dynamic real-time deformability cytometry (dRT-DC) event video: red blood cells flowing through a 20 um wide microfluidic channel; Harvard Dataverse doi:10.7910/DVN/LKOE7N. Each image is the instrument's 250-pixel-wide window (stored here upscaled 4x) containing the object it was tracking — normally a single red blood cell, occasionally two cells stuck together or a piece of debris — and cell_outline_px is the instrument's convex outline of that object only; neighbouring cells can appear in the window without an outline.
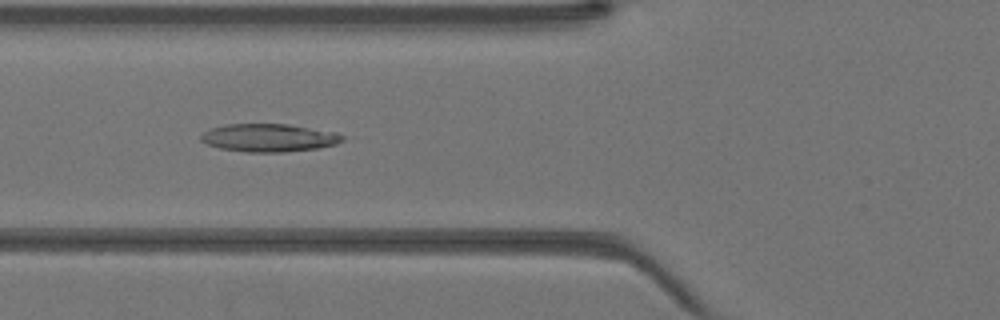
{"species": "Egyptian fruit bat (a non-hibernating species)", "species_latin": "Rousettus aegyptiacus", "temperature_condition": "warm", "stored_images_in_passage": 44, "camera_frame_rate_fps": 3000, "um_per_image_px": 0.085, "animal": {"sex": "female"}, "frame": {"image": 1, "passage_image": 17, "time_ms": 5.333, "image_size_px": [1000, 320], "cell_outline_px": [[344, 140], [336, 144], [316, 148], [284, 152], [248, 152], [220, 148], [208, 144], [200, 140], [200, 136], [204, 132], [212, 128], [228, 124], [288, 124], [336, 132], [344, 136]], "centroid_in_image_um": [22.87, 11.71], "position_along_channel_um": 102.9, "area_um2": 22.89}}
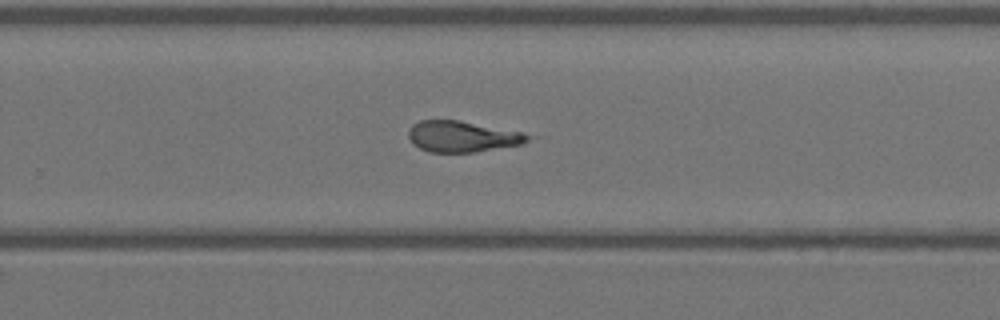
{"frame": {"image": 2, "passage_image": 29, "time_ms": 9.333, "image_size_px": [1000, 320], "cell_outline_px": [[544, 136], [524, 144], [476, 152], [428, 152], [412, 144], [408, 136], [408, 132], [412, 124], [420, 120], [460, 120], [524, 132]], "centroid_in_image_um": [39.45, 11.6], "position_along_channel_um": 290.4, "area_um2": 22.37}}
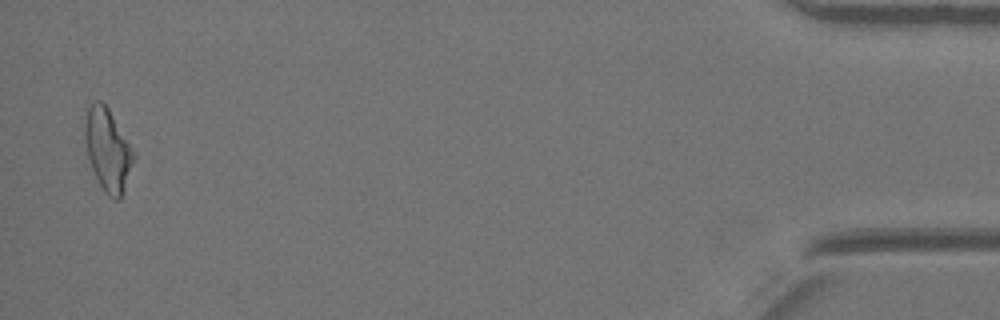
{"frame": {"image": 3, "passage_image": 43, "time_ms": 14.0, "image_size_px": [1000, 320], "cell_outline_px": [[136, 156], [124, 192], [120, 200], [116, 200], [108, 196], [104, 192], [92, 168], [88, 156], [84, 136], [84, 124], [88, 108], [96, 100], [100, 100], [108, 108], [136, 152]], "centroid_in_image_um": [9.19, 12.76], "position_along_channel_um": 426.0, "area_um2": 23.52}}